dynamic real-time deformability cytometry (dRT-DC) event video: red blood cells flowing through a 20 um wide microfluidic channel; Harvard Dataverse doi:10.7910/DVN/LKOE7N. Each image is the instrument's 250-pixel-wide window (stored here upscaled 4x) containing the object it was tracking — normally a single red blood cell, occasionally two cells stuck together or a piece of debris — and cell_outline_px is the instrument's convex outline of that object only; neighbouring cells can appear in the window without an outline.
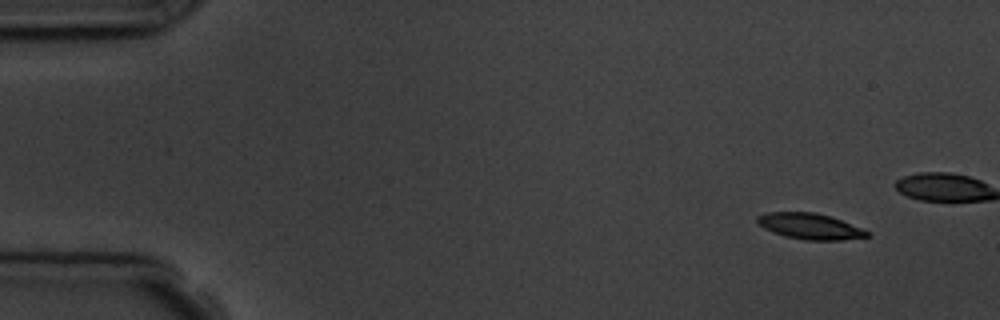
{"species": "common noctule bat (a hibernating species)", "species_latin": "Nyctalus noctula", "temperature_condition": "room temperature", "stored_images_in_passage": 5, "camera_frame_rate_fps": 3000, "um_per_image_px": 0.085, "animal": {"sex": "male", "body_mass_g": 19.5, "forearm_length_mm": 54.6}, "frame": {"image": 1, "passage_image": 1, "time_ms": 0.0, "image_size_px": [1000, 320], "cell_outline_px": [[872, 236], [840, 240], [804, 240], [784, 236], [772, 232], [764, 228], [756, 220], [756, 216], [768, 212], [816, 212], [832, 216], [864, 228], [872, 232]], "centroid_in_image_um": [68.91, 19.23], "position_along_channel_um": 16.1, "area_um2": 16.94}}